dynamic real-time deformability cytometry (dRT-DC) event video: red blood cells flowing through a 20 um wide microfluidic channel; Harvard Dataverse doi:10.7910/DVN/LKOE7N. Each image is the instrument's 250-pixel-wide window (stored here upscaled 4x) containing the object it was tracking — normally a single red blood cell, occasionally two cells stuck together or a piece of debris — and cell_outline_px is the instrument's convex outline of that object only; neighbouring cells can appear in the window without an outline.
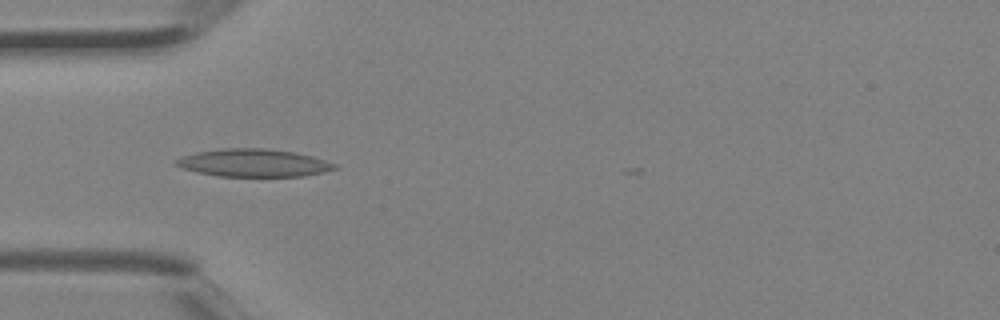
{"species": "Egyptian fruit bat (a non-hibernating species)", "species_latin": "Rousettus aegyptiacus", "temperature_condition": "room temperature", "stored_images_in_passage": 4, "camera_frame_rate_fps": 3000, "um_per_image_px": 0.085, "animal": {"sex": "female"}, "frame": {"image": 1, "passage_image": 3, "time_ms": 0.667, "image_size_px": [1000, 320], "cell_outline_px": [[340, 168], [304, 176], [220, 176], [196, 172], [184, 168], [176, 164], [172, 160], [196, 152], [220, 148], [264, 148], [296, 152], [312, 156], [336, 164]], "centroid_in_image_um": [21.57, 13.84], "position_along_channel_um": 63.4, "area_um2": 25.61}}
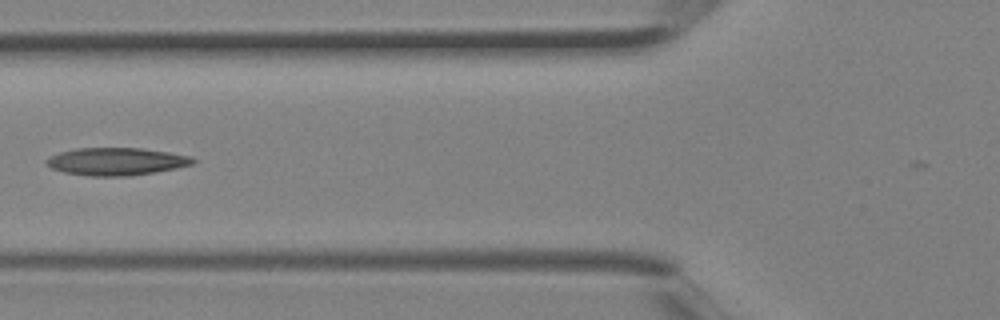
{"frame": {"image": 2, "passage_image": 4, "time_ms": 1.0, "image_size_px": [1000, 320], "cell_outline_px": [[196, 164], [156, 172], [128, 176], [88, 176], [64, 172], [52, 168], [44, 164], [44, 160], [60, 152], [76, 148], [144, 148], [192, 156], [196, 160]], "centroid_in_image_um": [9.92, 13.73], "position_along_channel_um": 115.9, "area_um2": 23.76}}